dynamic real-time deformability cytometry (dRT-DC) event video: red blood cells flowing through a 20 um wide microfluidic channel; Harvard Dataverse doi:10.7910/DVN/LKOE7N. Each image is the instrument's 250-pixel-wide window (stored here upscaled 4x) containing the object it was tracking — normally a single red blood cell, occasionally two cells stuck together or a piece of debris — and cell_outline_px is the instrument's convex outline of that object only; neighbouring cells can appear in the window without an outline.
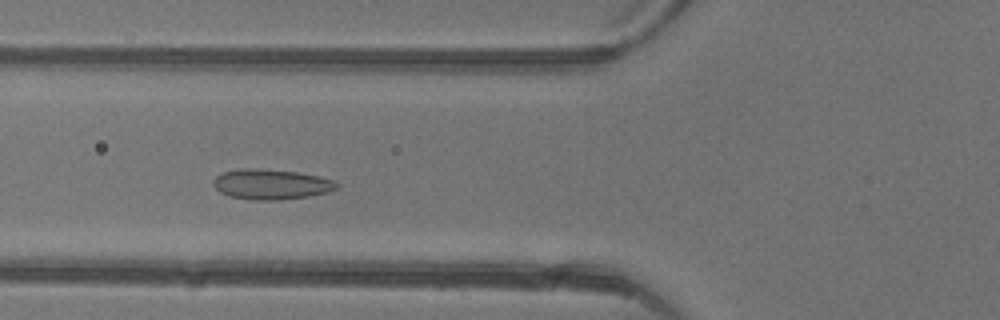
{"species": "common noctule bat (a hibernating species)", "species_latin": "Nyctalus noctula", "temperature_condition": "warm", "stored_images_in_passage": 43, "camera_frame_rate_fps": 3000, "um_per_image_px": 0.085, "animal": {"sex": "female"}, "frame": {"image": 1, "passage_image": 14, "time_ms": 4.333, "image_size_px": [1000, 320], "cell_outline_px": [[340, 184], [336, 188], [328, 192], [308, 196], [280, 200], [252, 200], [228, 196], [220, 192], [212, 184], [212, 180], [216, 176], [224, 172], [244, 168], [260, 168], [296, 172], [336, 180]], "centroid_in_image_um": [23.03, 15.67], "position_along_channel_um": 102.8, "area_um2": 21.79}}
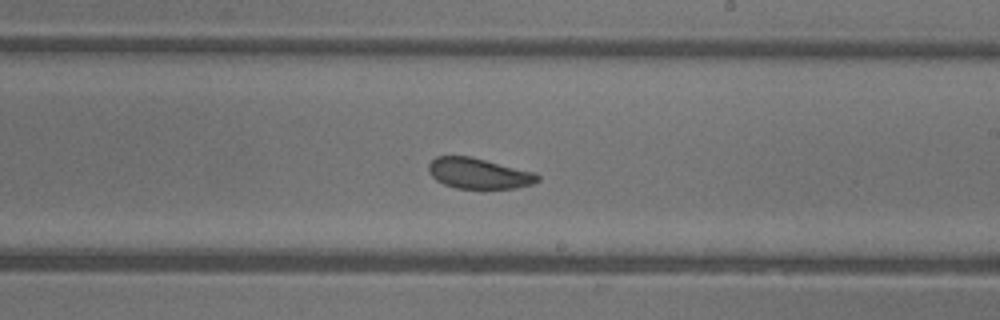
{"frame": {"image": 2, "passage_image": 24, "time_ms": 7.667, "image_size_px": [1000, 320], "cell_outline_px": [[540, 180], [532, 184], [516, 188], [456, 188], [444, 184], [436, 180], [428, 172], [428, 164], [436, 156], [472, 156], [536, 172], [540, 176]], "centroid_in_image_um": [40.71, 14.73], "position_along_channel_um": 248.3, "area_um2": 19.65}}
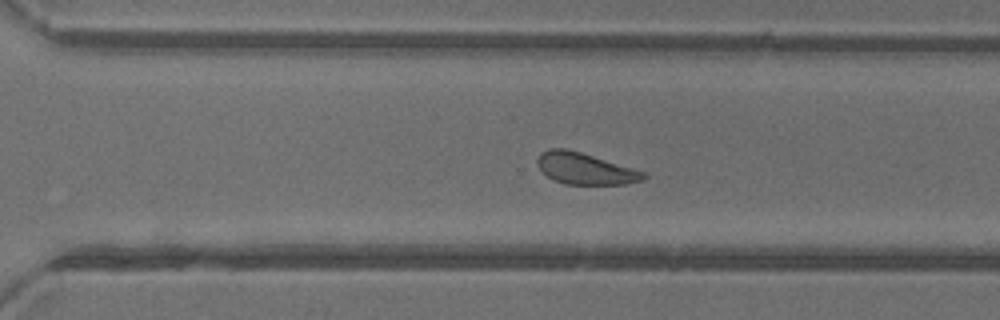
{"frame": {"image": 3, "passage_image": 29, "time_ms": 9.333, "image_size_px": [1000, 320], "cell_outline_px": [[648, 176], [644, 180], [624, 184], [564, 184], [552, 180], [536, 164], [536, 160], [540, 152], [552, 148], [564, 148], [580, 152], [644, 172]], "centroid_in_image_um": [49.69, 14.34], "position_along_channel_um": 320.9, "area_um2": 19.25}, "authors_computed_cell_mechanics": {"area_um2": 21.2704, "velocity_mm_per_s": 4.371, "shape_relaxation_time_tau1_ms": 3.4291, "shape_relaxation_time_tau2_ms": 4.0776, "deformation_change_tau1": 0.0898, "deformation_change_tau2": 0.0906}}